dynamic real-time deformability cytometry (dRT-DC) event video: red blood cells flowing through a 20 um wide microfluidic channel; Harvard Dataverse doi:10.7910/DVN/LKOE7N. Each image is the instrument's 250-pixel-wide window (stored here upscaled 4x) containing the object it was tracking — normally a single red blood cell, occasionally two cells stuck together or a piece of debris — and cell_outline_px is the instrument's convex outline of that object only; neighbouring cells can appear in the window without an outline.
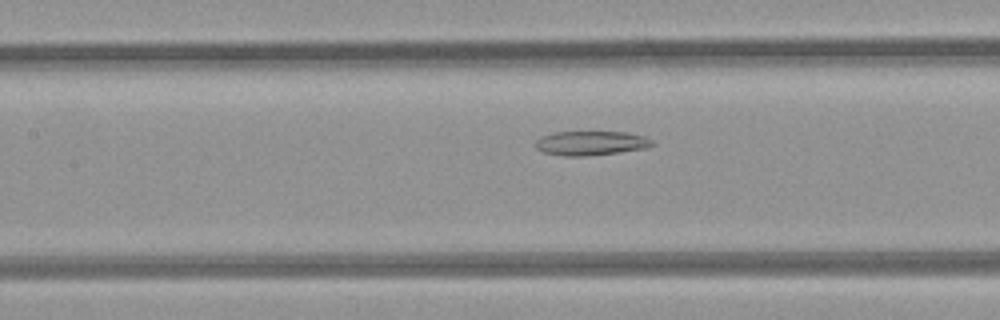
{"species": "common noctule bat (a hibernating species)", "species_latin": "Nyctalus noctula", "temperature_condition": "room temperature", "stored_images_in_passage": 37, "camera_frame_rate_fps": 3000, "um_per_image_px": 0.085, "animal": {"sex": "female", "body_mass_g": 21.9}, "frame": {"image": 1, "passage_image": 19, "time_ms": 6.0, "image_size_px": [1000, 320], "cell_outline_px": [[656, 144], [644, 148], [616, 152], [580, 156], [564, 156], [544, 152], [536, 148], [536, 140], [544, 136], [556, 132], [628, 132], [644, 136], [652, 140]], "centroid_in_image_um": [50.25, 12.16], "position_along_channel_um": 157.2, "area_um2": 16.18}}
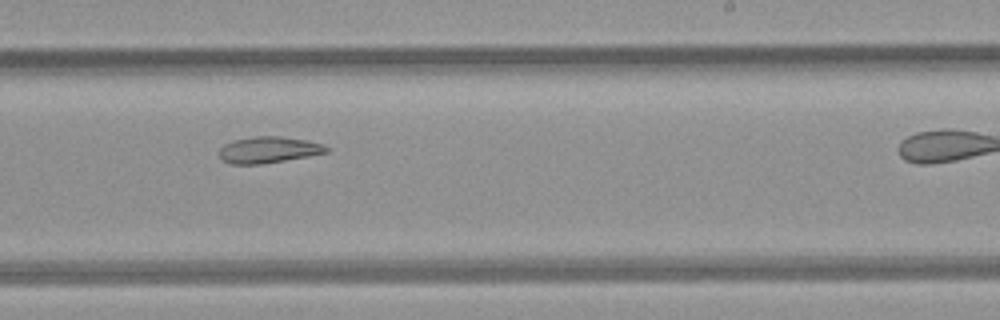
{"frame": {"image": 2, "passage_image": 27, "time_ms": 8.667, "image_size_px": [1000, 320], "cell_outline_px": [[328, 152], [308, 156], [260, 164], [232, 164], [220, 160], [220, 148], [224, 144], [232, 140], [256, 136], [280, 136], [308, 140], [324, 144], [328, 148]], "centroid_in_image_um": [22.81, 12.73], "position_along_channel_um": 266.2, "area_um2": 16.47}}
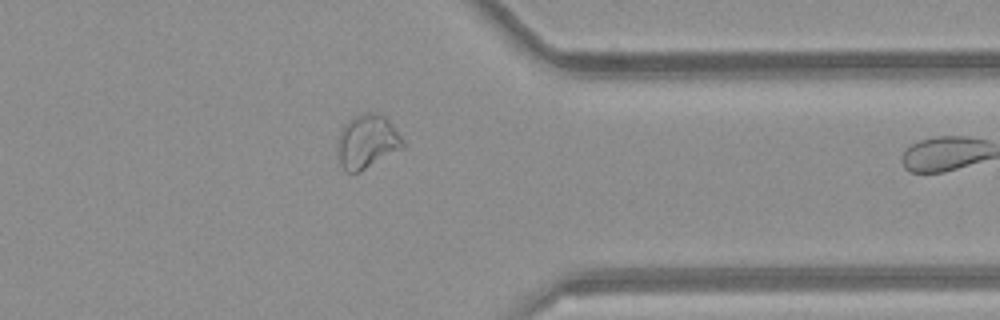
{"frame": {"image": 3, "passage_image": 36, "time_ms": 11.667, "image_size_px": [1000, 320], "cell_outline_px": [[404, 148], [356, 172], [344, 172], [340, 164], [336, 152], [336, 140], [344, 124], [352, 116], [360, 112], [376, 112], [384, 116], [392, 124], [404, 140]], "centroid_in_image_um": [31.16, 12.0], "position_along_channel_um": 380.2, "area_um2": 20.75}}